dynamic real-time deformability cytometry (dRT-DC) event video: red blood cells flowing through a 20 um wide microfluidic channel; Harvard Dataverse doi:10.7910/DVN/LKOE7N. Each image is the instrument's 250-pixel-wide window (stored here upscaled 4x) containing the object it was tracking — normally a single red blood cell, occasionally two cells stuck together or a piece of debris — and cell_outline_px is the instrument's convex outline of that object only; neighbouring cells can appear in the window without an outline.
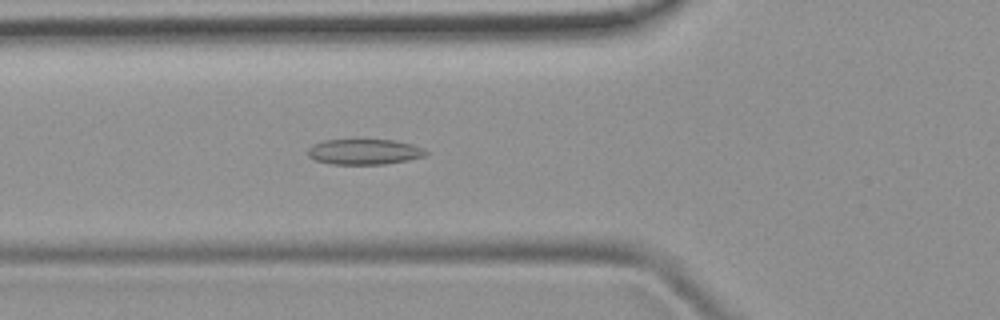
{"species": "common noctule bat (a hibernating species)", "species_latin": "Nyctalus noctula", "temperature_condition": "room temperature", "stored_images_in_passage": 35, "camera_frame_rate_fps": 3000, "um_per_image_px": 0.085, "animal": {"sex": "female", "body_mass_g": 19.9}, "frame": {"image": 1, "passage_image": 4, "time_ms": 1.0, "image_size_px": [1000, 320], "cell_outline_px": [[428, 152], [424, 156], [408, 160], [384, 164], [332, 164], [316, 160], [308, 156], [308, 148], [312, 144], [324, 140], [392, 140], [412, 144], [424, 148]], "centroid_in_image_um": [30.96, 12.9], "position_along_channel_um": 94.8, "area_um2": 17.46}}
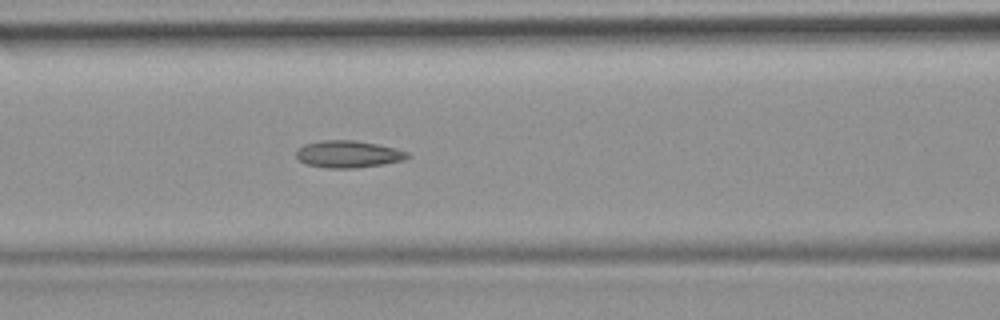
{"frame": {"image": 2, "passage_image": 7, "time_ms": 2.0, "image_size_px": [1000, 320], "cell_outline_px": [[412, 156], [404, 160], [384, 164], [356, 168], [328, 168], [308, 164], [300, 160], [296, 156], [296, 152], [304, 144], [320, 140], [356, 140], [396, 148], [408, 152]], "centroid_in_image_um": [29.64, 13.1], "position_along_channel_um": 137.0, "area_um2": 17.57}}
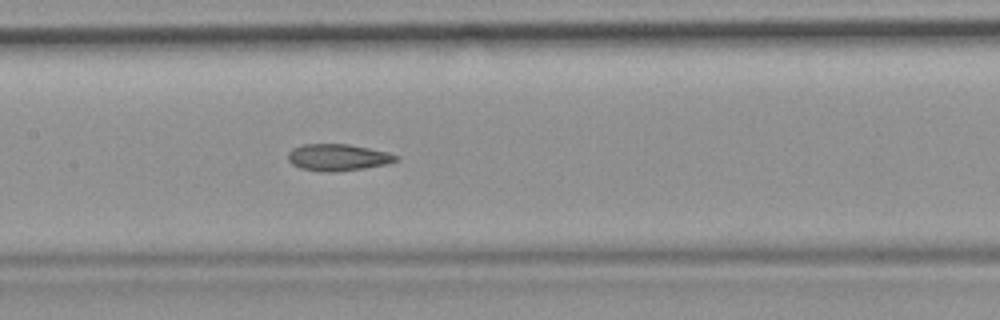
{"frame": {"image": 3, "passage_image": 10, "time_ms": 3.0, "image_size_px": [1000, 320], "cell_outline_px": [[400, 160], [384, 164], [364, 168], [332, 172], [324, 172], [300, 168], [292, 164], [288, 160], [288, 152], [292, 148], [304, 144], [348, 144], [388, 152], [400, 156]], "centroid_in_image_um": [28.72, 13.37], "position_along_channel_um": 178.7, "area_um2": 16.82}}